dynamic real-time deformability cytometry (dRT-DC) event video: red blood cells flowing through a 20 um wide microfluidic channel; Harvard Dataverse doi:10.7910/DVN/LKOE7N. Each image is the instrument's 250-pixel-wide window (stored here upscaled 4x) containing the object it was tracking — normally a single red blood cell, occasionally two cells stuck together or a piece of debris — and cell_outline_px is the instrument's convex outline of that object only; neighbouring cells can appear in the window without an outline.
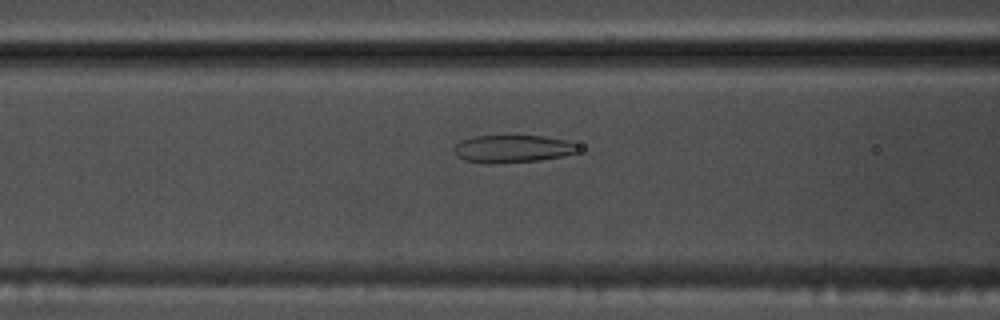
{"species": "common noctule bat (a hibernating species)", "species_latin": "Nyctalus noctula", "temperature_condition": "warm", "stored_images_in_passage": 53, "camera_frame_rate_fps": 3000, "um_per_image_px": 0.085, "animal": {"sex": "male", "body_mass_g": 17.5, "forearm_length_mm": 52.3}, "frame": {"image": 1, "passage_image": 21, "time_ms": 6.667, "image_size_px": [1000, 320], "cell_outline_px": [[576, 152], [560, 156], [540, 160], [492, 164], [464, 160], [456, 156], [452, 152], [452, 148], [460, 140], [476, 136], [544, 136], [564, 140], [572, 144]], "centroid_in_image_um": [43.42, 12.65], "position_along_channel_um": 123.2, "area_um2": 19.65}}
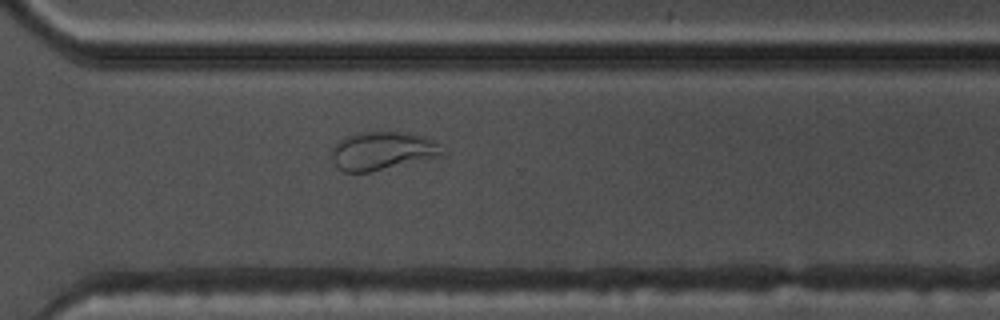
{"frame": {"image": 2, "passage_image": 38, "time_ms": 12.333, "image_size_px": [1000, 320], "cell_outline_px": [[448, 152], [444, 156], [368, 172], [344, 172], [336, 168], [332, 160], [332, 148], [340, 140], [348, 136], [360, 132], [396, 132], [424, 136], [440, 144]], "centroid_in_image_um": [32.55, 12.84], "position_along_channel_um": 338.1, "area_um2": 24.8}}
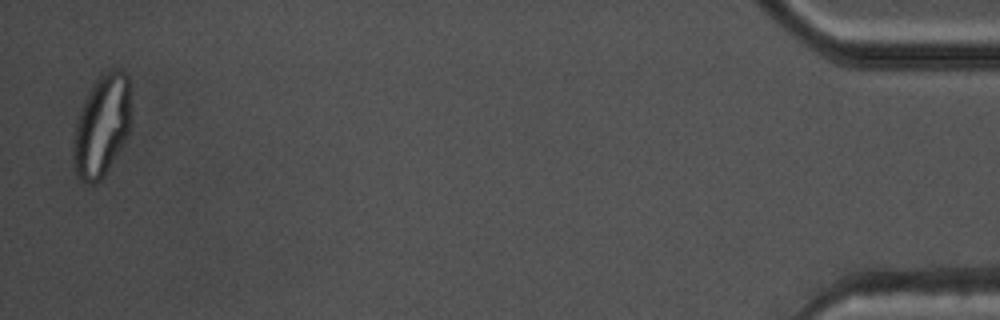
{"frame": {"image": 3, "passage_image": 52, "time_ms": 17.0, "image_size_px": [1000, 320], "cell_outline_px": [[128, 132], [120, 148], [104, 176], [100, 180], [92, 184], [80, 180], [76, 176], [72, 164], [72, 140], [76, 120], [96, 80], [104, 72], [112, 68], [120, 68], [128, 76]], "centroid_in_image_um": [8.59, 10.75], "position_along_channel_um": 426.6, "area_um2": 33.58}, "authors_computed_cell_mechanics": {"area_um2": 26.4146, "velocity_mm_per_s": 3.8007, "shape_relaxation_time_tau1_ms": null, "shape_relaxation_time_tau2_ms": 1.3051, "deformation_change_tau1": null, "deformation_change_tau2": 0.0859}}